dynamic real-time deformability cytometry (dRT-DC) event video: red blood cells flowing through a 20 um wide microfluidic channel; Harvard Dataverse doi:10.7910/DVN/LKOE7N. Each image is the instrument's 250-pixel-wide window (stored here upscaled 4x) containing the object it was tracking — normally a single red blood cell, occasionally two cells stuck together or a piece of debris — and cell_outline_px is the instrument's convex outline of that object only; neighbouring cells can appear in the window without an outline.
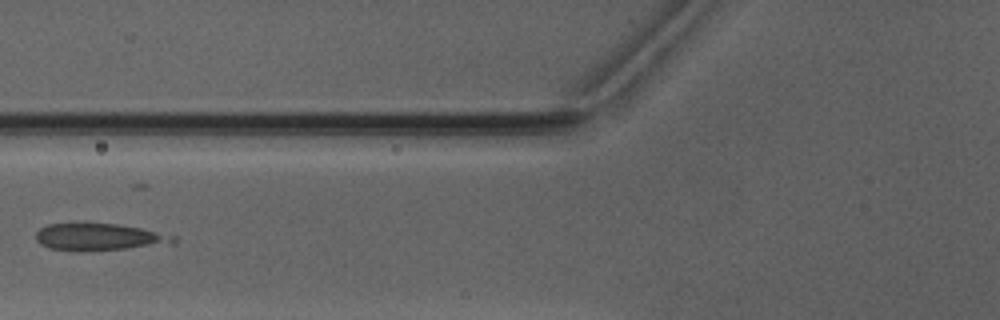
{"species": "Egyptian fruit bat (a non-hibernating species)", "species_latin": "Rousettus aegyptiacus", "temperature_condition": "warm", "stored_images_in_passage": 6, "camera_frame_rate_fps": 3000, "um_per_image_px": 0.085, "animal": {"sex": "male"}, "frame": {"image": 1, "passage_image": 5, "time_ms": 6.333, "image_size_px": [1000, 320], "cell_outline_px": [[176, 244], [128, 248], [48, 248], [40, 244], [36, 240], [36, 232], [40, 228], [48, 224], [116, 224], [140, 228], [176, 236]], "centroid_in_image_um": [8.5, 20.11], "position_along_channel_um": 117.3, "area_um2": 20.58}}
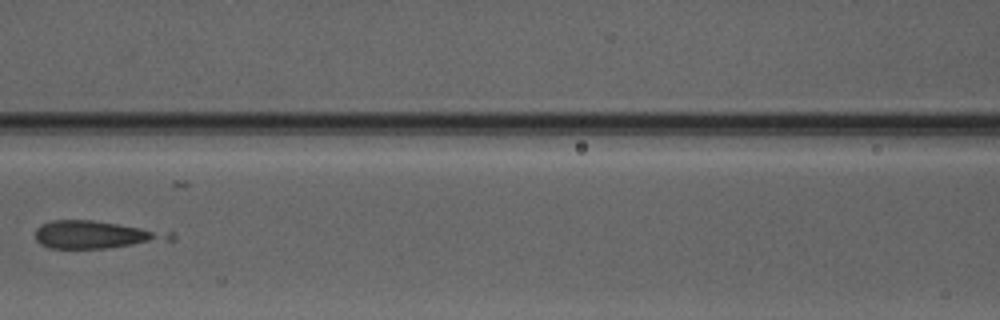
{"frame": {"image": 2, "passage_image": 6, "time_ms": 7.333, "image_size_px": [1000, 320], "cell_outline_px": [[176, 236], [172, 240], [104, 248], [48, 248], [40, 244], [36, 240], [36, 228], [40, 224], [52, 220], [92, 220], [172, 232]], "centroid_in_image_um": [8.11, 19.94], "position_along_channel_um": 158.5, "area_um2": 21.56}}